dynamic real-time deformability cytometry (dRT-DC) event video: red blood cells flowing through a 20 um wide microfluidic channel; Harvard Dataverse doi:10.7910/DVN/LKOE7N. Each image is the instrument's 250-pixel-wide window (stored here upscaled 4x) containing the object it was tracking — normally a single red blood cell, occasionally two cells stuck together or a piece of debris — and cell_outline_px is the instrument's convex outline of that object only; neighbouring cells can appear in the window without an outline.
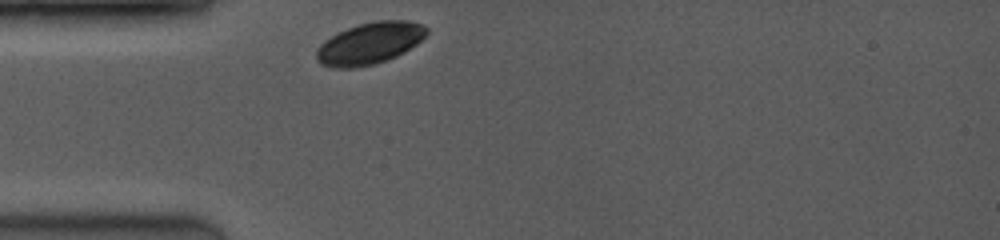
{"species": "common noctule bat (a hibernating species)", "species_latin": "Nyctalus noctula", "temperature_condition": "room temperature", "stored_images_in_passage": 34, "camera_frame_rate_fps": 3500, "um_per_image_px": 0.085, "animal": {"sex": "female", "body_mass_g": 19.0, "forearm_length_mm": 53.3}, "frame": {"image": 1, "passage_image": 1, "time_ms": 0.0, "image_size_px": [1000, 240], "cell_outline_px": [[428, 32], [416, 44], [404, 52], [396, 56], [376, 64], [356, 68], [332, 68], [320, 64], [316, 56], [316, 48], [324, 40], [348, 28], [360, 24], [376, 20], [408, 20], [424, 24], [428, 28]], "centroid_in_image_um": [31.42, 3.69], "position_along_channel_um": 53.6, "area_um2": 26.88}}
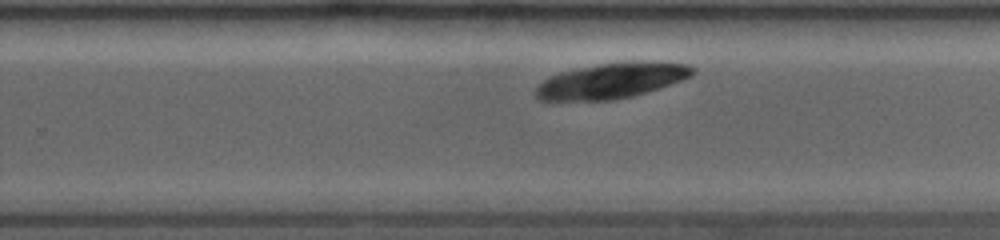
{"frame": {"image": 2, "passage_image": 22, "time_ms": 6.0, "image_size_px": [1000, 240], "cell_outline_px": [[696, 72], [692, 76], [660, 88], [648, 92], [632, 96], [612, 100], [536, 100], [536, 84], [560, 72], [600, 64], [660, 60], [688, 64], [696, 68]], "centroid_in_image_um": [52.05, 6.85], "position_along_channel_um": 277.7, "area_um2": 32.43}}
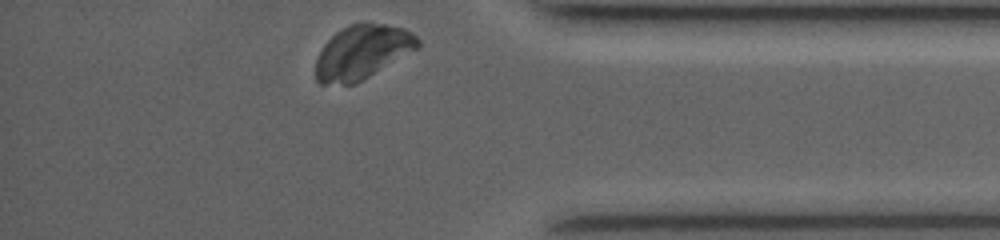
{"frame": {"image": 3, "passage_image": 34, "time_ms": 9.429, "image_size_px": [1000, 240], "cell_outline_px": [[420, 44], [416, 48], [364, 80], [356, 84], [320, 84], [316, 80], [316, 60], [324, 44], [336, 32], [352, 24], [384, 24], [404, 28], [412, 32], [420, 40]], "centroid_in_image_um": [30.78, 4.45], "position_along_channel_um": 404.4, "area_um2": 31.67}}